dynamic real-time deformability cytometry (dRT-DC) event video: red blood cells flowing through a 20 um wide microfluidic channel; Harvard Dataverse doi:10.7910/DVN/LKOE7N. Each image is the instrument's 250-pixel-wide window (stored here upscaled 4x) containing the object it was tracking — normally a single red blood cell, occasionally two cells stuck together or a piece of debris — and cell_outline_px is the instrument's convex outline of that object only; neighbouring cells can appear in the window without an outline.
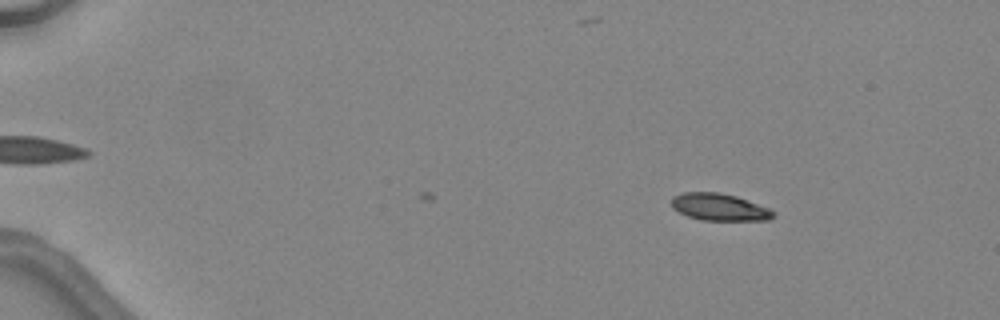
{"species": "common noctule bat (a hibernating species)", "species_latin": "Nyctalus noctula", "temperature_condition": "warm", "stored_images_in_passage": 5, "camera_frame_rate_fps": 3000, "um_per_image_px": 0.085, "animal": {"sex": "female", "body_mass_g": 24.6, "forearm_length_mm": 56.2}, "frame": {"image": 1, "passage_image": 5, "time_ms": 1.333, "image_size_px": [1000, 320], "cell_outline_px": [[776, 216], [768, 220], [700, 220], [688, 216], [672, 208], [672, 196], [684, 192], [716, 192], [736, 196], [772, 208], [776, 212]], "centroid_in_image_um": [61.2, 17.6], "position_along_channel_um": 23.8, "area_um2": 16.24}}